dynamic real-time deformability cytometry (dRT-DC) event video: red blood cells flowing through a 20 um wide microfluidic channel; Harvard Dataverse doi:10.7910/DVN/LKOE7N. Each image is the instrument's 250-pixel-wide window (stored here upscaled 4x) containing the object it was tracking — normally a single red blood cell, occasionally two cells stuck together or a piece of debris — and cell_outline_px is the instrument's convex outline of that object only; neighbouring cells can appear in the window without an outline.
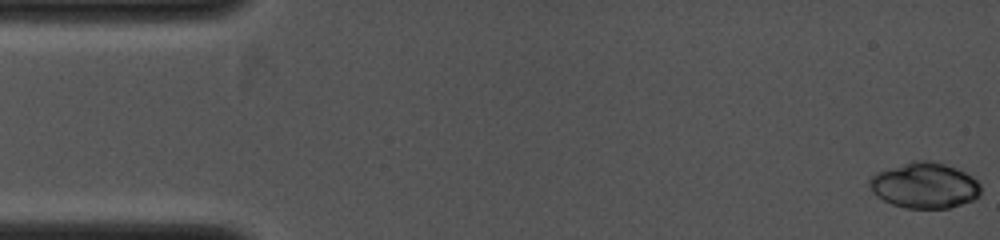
{"species": "common noctule bat (a hibernating species)", "species_latin": "Nyctalus noctula", "temperature_condition": "cold", "stored_images_in_passage": 15, "camera_frame_rate_fps": 4000, "um_per_image_px": 0.085, "animal": {"sex": "female", "body_mass_g": 19.0, "forearm_length_mm": 53.3}, "frame": {"image": 1, "passage_image": 1, "time_ms": 0.0, "image_size_px": [1000, 240], "cell_outline_px": [[980, 196], [972, 200], [948, 208], [904, 208], [892, 204], [876, 196], [872, 192], [868, 184], [868, 180], [876, 172], [912, 160], [932, 160], [956, 168], [972, 176], [980, 184]], "centroid_in_image_um": [78.56, 15.75], "position_along_channel_um": 6.4, "area_um2": 29.77}}
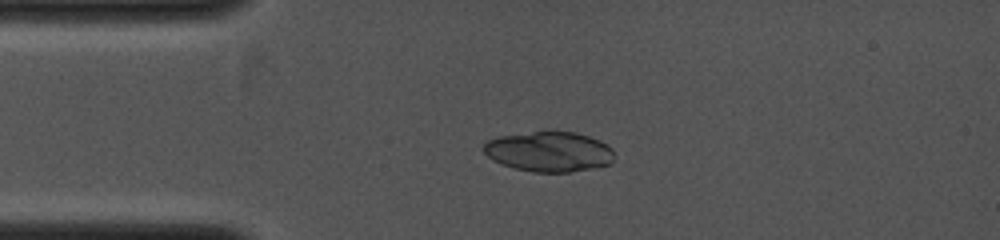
{"frame": {"image": 2, "passage_image": 11, "time_ms": 2.75, "image_size_px": [1000, 240], "cell_outline_px": [[612, 160], [608, 164], [592, 168], [568, 172], [532, 172], [516, 168], [492, 160], [480, 148], [488, 140], [500, 136], [532, 132], [576, 132], [600, 140], [612, 148]], "centroid_in_image_um": [46.65, 12.89], "position_along_channel_um": 38.4, "area_um2": 30.23}}